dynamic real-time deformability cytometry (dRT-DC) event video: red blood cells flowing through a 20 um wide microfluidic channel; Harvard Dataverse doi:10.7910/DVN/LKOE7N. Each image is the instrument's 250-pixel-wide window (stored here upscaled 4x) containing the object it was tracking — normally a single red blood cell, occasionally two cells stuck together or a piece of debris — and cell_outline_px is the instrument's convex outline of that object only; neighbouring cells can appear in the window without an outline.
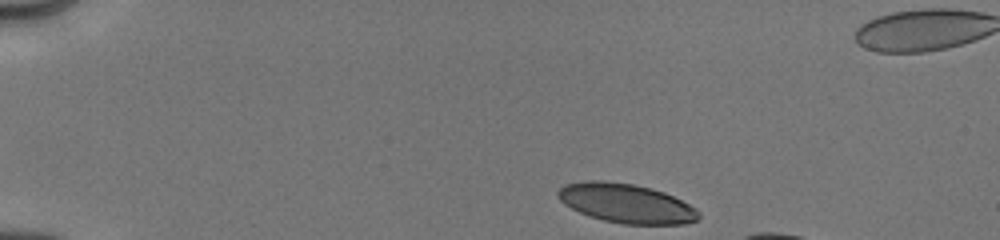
{"species": "human", "species_latin": "Homo sapiens", "temperature_condition": "cold", "stored_images_in_passage": 11, "camera_frame_rate_fps": 3000, "um_per_image_px": 0.085, "donor": {"sex": "male"}, "frame": {"image": 1, "passage_image": 1, "time_ms": 0.0, "image_size_px": [1000, 240], "cell_outline_px": [[700, 216], [696, 220], [684, 224], [624, 224], [604, 220], [588, 216], [564, 204], [556, 196], [556, 192], [564, 184], [584, 180], [604, 180], [632, 184], [652, 188], [664, 192], [696, 208], [700, 212]], "centroid_in_image_um": [53.19, 17.27], "position_along_channel_um": 31.8, "area_um2": 32.25}}
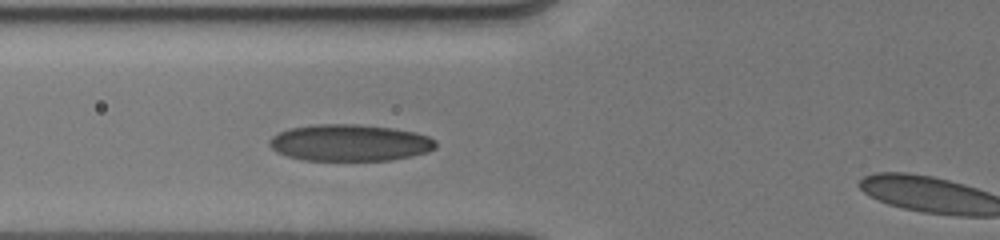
{"frame": {"image": 2, "passage_image": 10, "time_ms": 3.667, "image_size_px": [1000, 240], "cell_outline_px": [[436, 148], [428, 152], [412, 156], [392, 160], [304, 160], [288, 156], [276, 152], [268, 144], [268, 140], [272, 136], [288, 128], [312, 124], [356, 124], [392, 128], [416, 132], [428, 136], [436, 140]], "centroid_in_image_um": [29.73, 12.13], "position_along_channel_um": 96.1, "area_um2": 35.78}}